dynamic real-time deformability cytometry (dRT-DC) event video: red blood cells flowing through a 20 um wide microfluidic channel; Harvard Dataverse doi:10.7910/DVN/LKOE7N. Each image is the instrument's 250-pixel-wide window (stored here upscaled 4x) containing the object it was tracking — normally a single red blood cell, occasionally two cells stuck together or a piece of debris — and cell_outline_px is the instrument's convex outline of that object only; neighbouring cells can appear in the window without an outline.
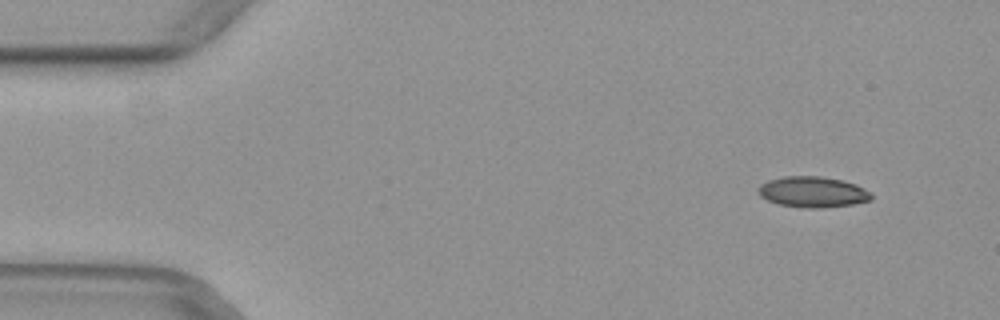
{"species": "common noctule bat (a hibernating species)", "species_latin": "Nyctalus noctula", "temperature_condition": "warm", "stored_images_in_passage": 50, "camera_frame_rate_fps": 3000, "um_per_image_px": 0.085, "animal": {"sex": "female", "body_mass_g": 29.2, "forearm_length_mm": 56.3}, "frame": {"image": 1, "passage_image": 4, "time_ms": 1.0, "image_size_px": [1000, 320], "cell_outline_px": [[872, 200], [852, 204], [820, 208], [804, 208], [780, 204], [768, 200], [760, 196], [756, 192], [756, 188], [760, 184], [768, 180], [784, 176], [820, 176], [844, 180], [856, 184], [872, 192]], "centroid_in_image_um": [69.08, 16.31], "position_along_channel_um": 15.9, "area_um2": 20.52}}
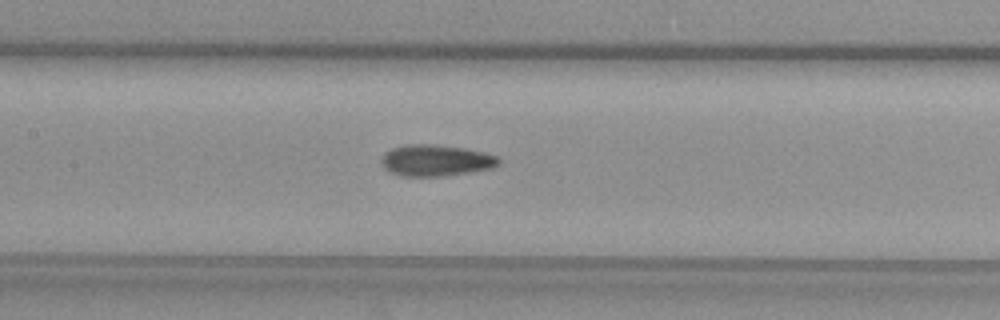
{"frame": {"image": 2, "passage_image": 23, "time_ms": 7.333, "image_size_px": [1000, 320], "cell_outline_px": [[500, 164], [492, 168], [444, 176], [400, 176], [388, 172], [380, 164], [380, 160], [392, 148], [408, 144], [432, 144], [464, 148], [484, 152], [496, 156], [500, 160]], "centroid_in_image_um": [37.03, 13.64], "position_along_channel_um": 170.4, "area_um2": 21.44}}
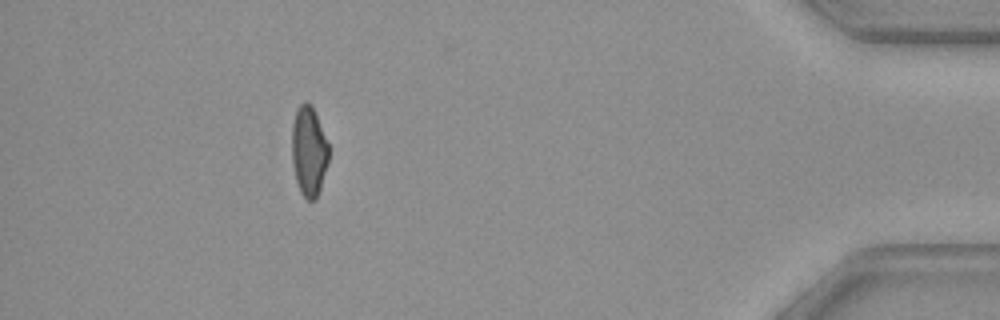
{"frame": {"image": 3, "passage_image": 45, "time_ms": 14.667, "image_size_px": [1000, 320], "cell_outline_px": [[328, 164], [316, 200], [308, 200], [300, 192], [296, 180], [292, 164], [292, 124], [296, 108], [304, 100], [308, 100], [312, 104], [328, 144]], "centroid_in_image_um": [26.24, 12.81], "position_along_channel_um": 409.0, "area_um2": 19.48}}